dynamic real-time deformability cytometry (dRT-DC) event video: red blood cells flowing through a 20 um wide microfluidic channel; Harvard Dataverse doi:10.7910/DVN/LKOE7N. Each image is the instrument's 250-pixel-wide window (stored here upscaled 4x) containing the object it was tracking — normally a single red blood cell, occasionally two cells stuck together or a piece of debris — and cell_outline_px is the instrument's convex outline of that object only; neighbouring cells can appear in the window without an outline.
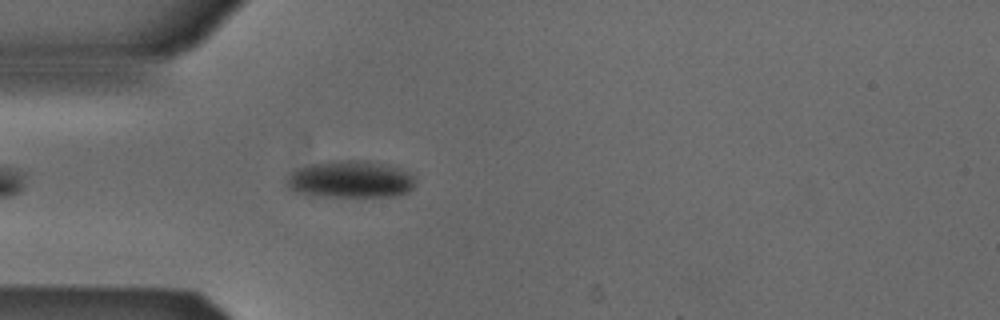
{"species": "Egyptian fruit bat (a non-hibernating species)", "species_latin": "Rousettus aegyptiacus", "temperature_condition": "cold", "stored_images_in_passage": 21, "camera_frame_rate_fps": 3000, "um_per_image_px": 0.085, "animal": {"sex": "male"}, "frame": {"image": 1, "passage_image": 5, "time_ms": 1.333, "image_size_px": [1000, 320], "cell_outline_px": [[416, 176], [412, 188], [408, 192], [396, 196], [308, 196], [296, 192], [288, 188], [288, 172], [296, 168], [312, 164], [332, 160], [368, 160], [392, 164]], "centroid_in_image_um": [29.8, 15.23], "position_along_channel_um": 55.2, "area_um2": 28.38}}
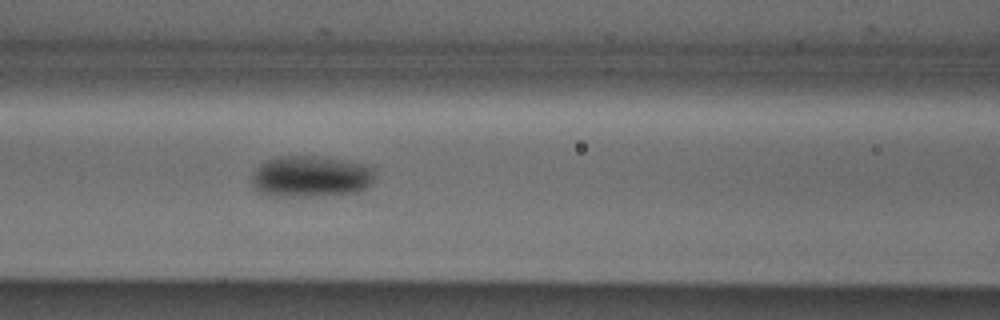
{"frame": {"image": 2, "passage_image": 12, "time_ms": 3.667, "image_size_px": [1000, 320], "cell_outline_px": [[376, 168], [372, 184], [368, 188], [356, 192], [320, 196], [268, 196], [252, 188], [252, 172], [260, 164], [276, 156], [320, 156], [364, 164]], "centroid_in_image_um": [26.42, 15.01], "position_along_channel_um": 140.2, "area_um2": 30.17}}
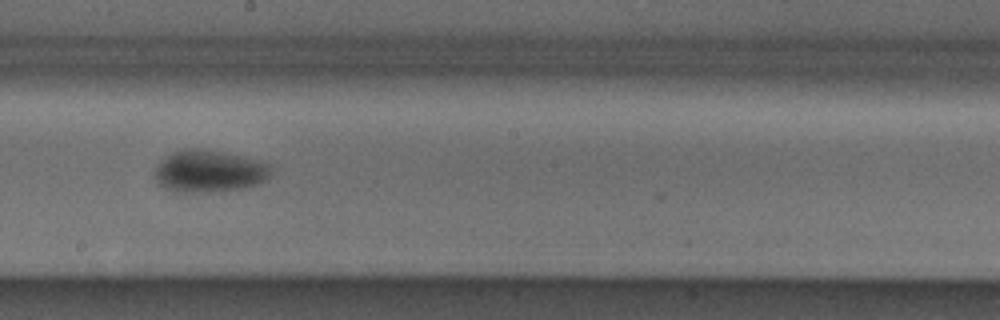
{"frame": {"image": 3, "passage_image": 19, "time_ms": 6.0, "image_size_px": [1000, 320], "cell_outline_px": [[272, 168], [268, 176], [264, 180], [256, 184], [244, 188], [220, 192], [176, 192], [164, 188], [156, 184], [156, 164], [164, 156], [172, 152], [184, 148], [204, 148], [264, 160], [272, 164]], "centroid_in_image_um": [17.78, 14.54], "position_along_channel_um": 230.4, "area_um2": 29.3}}